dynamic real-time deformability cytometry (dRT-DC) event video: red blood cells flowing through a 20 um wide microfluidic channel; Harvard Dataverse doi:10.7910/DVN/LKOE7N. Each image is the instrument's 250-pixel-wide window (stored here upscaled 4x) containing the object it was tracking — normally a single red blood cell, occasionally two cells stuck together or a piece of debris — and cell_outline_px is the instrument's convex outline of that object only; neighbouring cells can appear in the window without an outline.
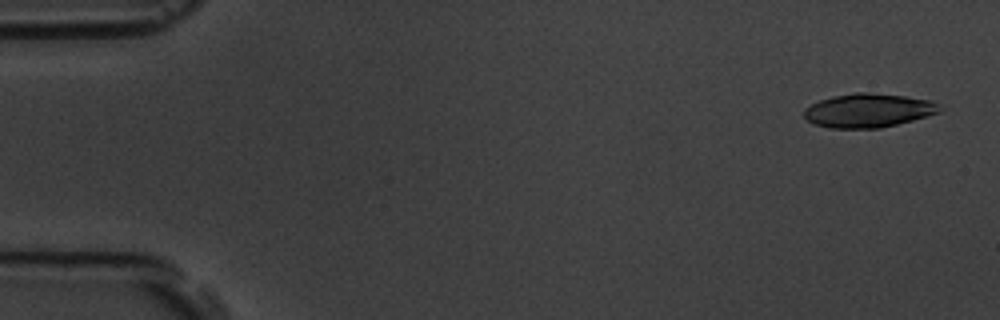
{"species": "common noctule bat (a hibernating species)", "species_latin": "Nyctalus noctula", "temperature_condition": "room temperature", "stored_images_in_passage": 5, "camera_frame_rate_fps": 3000, "um_per_image_px": 0.085, "animal": {"sex": "male", "body_mass_g": 19.5, "forearm_length_mm": 54.6}, "frame": {"image": 1, "passage_image": 1, "time_ms": 0.0, "image_size_px": [1000, 320], "cell_outline_px": [[944, 108], [940, 112], [928, 116], [880, 128], [828, 128], [812, 124], [804, 116], [804, 108], [820, 100], [832, 96], [856, 92], [868, 92], [904, 96], [928, 100]], "centroid_in_image_um": [73.78, 9.39], "position_along_channel_um": 11.2, "area_um2": 26.7}}
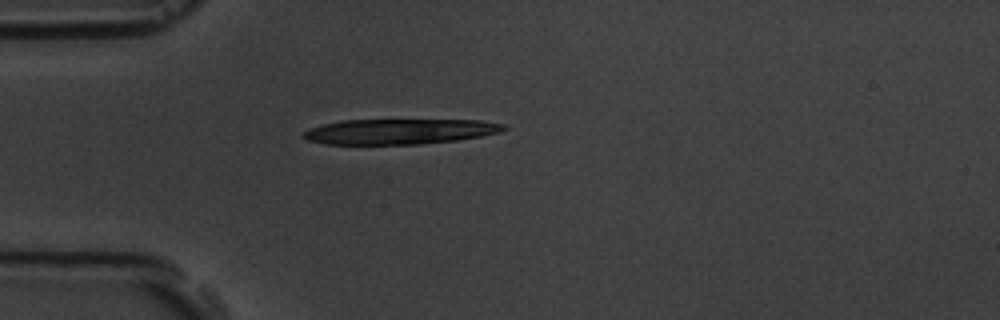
{"frame": {"image": 2, "passage_image": 5, "time_ms": 4.333, "image_size_px": [1000, 320], "cell_outline_px": [[508, 128], [500, 132], [480, 136], [456, 140], [420, 144], [324, 144], [308, 140], [300, 136], [308, 128], [324, 124], [344, 120], [480, 120], [504, 124]], "centroid_in_image_um": [33.95, 11.17], "position_along_channel_um": 51.1, "area_um2": 29.48}}